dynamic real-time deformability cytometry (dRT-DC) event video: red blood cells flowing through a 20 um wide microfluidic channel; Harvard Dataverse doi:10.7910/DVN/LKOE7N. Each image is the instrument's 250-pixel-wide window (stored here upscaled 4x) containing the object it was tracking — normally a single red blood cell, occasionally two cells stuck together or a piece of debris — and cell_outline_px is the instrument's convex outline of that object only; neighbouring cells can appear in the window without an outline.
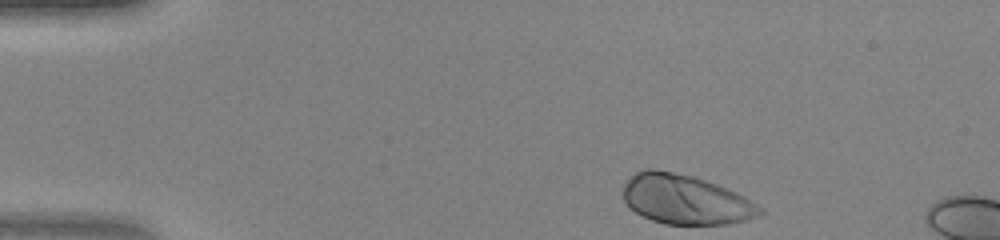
{"species": "human", "species_latin": "Homo sapiens", "temperature_condition": "warm", "stored_images_in_passage": 7, "camera_frame_rate_fps": 3000, "um_per_image_px": 0.085, "donor": {"sex": "female"}, "frame": {"image": 1, "passage_image": 1, "time_ms": 0.0, "image_size_px": [1000, 240], "cell_outline_px": [[764, 212], [760, 216], [728, 224], [664, 224], [652, 220], [628, 208], [624, 200], [624, 184], [636, 172], [644, 168], [652, 168], [692, 176], [716, 184], [736, 192], [744, 196], [764, 208]], "centroid_in_image_um": [58.28, 16.96], "position_along_channel_um": 26.7, "area_um2": 39.42}}